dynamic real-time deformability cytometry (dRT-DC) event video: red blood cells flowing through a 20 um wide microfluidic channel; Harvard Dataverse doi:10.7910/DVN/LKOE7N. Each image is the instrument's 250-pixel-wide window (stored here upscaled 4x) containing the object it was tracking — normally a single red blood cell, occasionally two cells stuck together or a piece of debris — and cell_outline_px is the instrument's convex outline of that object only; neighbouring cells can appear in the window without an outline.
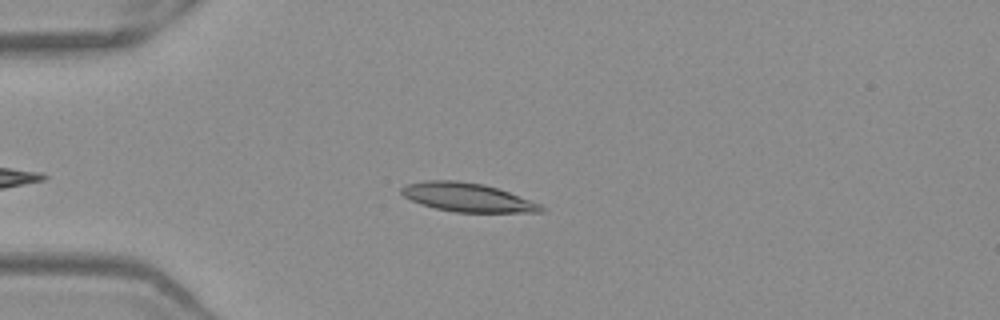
{"species": "Egyptian fruit bat (a non-hibernating species)", "species_latin": "Rousettus aegyptiacus", "temperature_condition": "warm", "stored_images_in_passage": 42, "camera_frame_rate_fps": 3000, "um_per_image_px": 0.085, "frame": {"image": 1, "passage_image": 8, "time_ms": 2.333, "image_size_px": [1000, 320], "cell_outline_px": [[544, 212], [456, 212], [436, 208], [420, 204], [404, 196], [400, 192], [400, 188], [404, 184], [424, 180], [456, 180], [484, 184], [508, 192], [540, 204], [544, 208]], "centroid_in_image_um": [39.67, 16.76], "position_along_channel_um": 45.3, "area_um2": 23.24}}
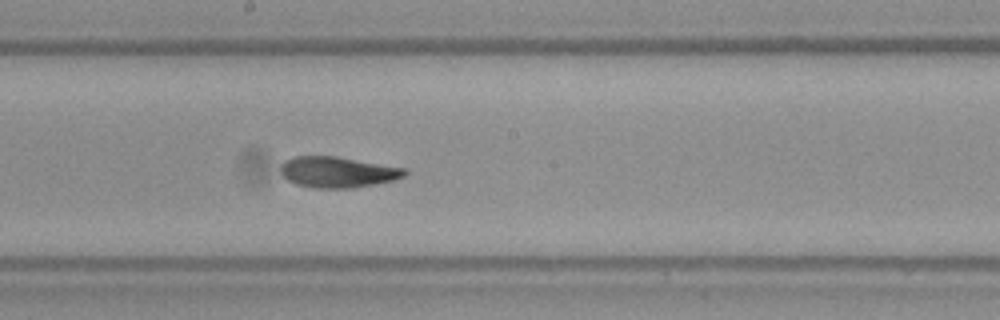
{"frame": {"image": 2, "passage_image": 23, "time_ms": 7.333, "image_size_px": [1000, 320], "cell_outline_px": [[408, 172], [404, 176], [392, 180], [352, 188], [312, 188], [296, 184], [288, 180], [280, 172], [280, 164], [284, 160], [296, 156], [336, 156], [408, 168]], "centroid_in_image_um": [28.68, 14.62], "position_along_channel_um": 219.5, "area_um2": 22.43}}
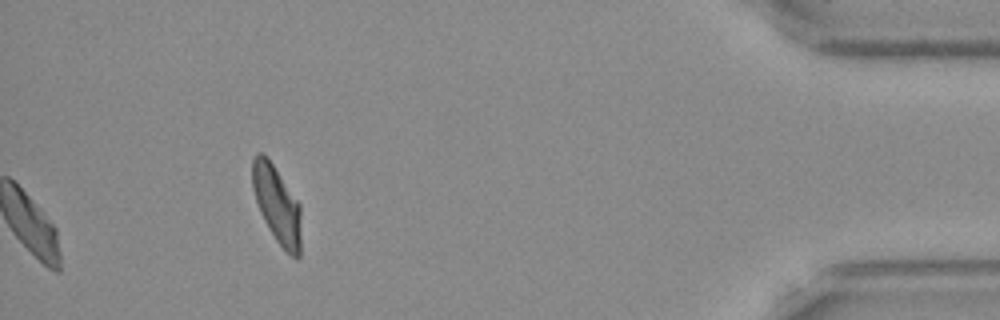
{"frame": {"image": 3, "passage_image": 42, "time_ms": 13.667, "image_size_px": [1000, 320], "cell_outline_px": [[300, 256], [296, 260], [276, 240], [264, 220], [260, 212], [252, 188], [252, 160], [256, 152], [260, 152], [272, 164], [300, 204]], "centroid_in_image_um": [23.53, 17.39], "position_along_channel_um": 411.7, "area_um2": 21.5}, "authors_computed_cell_mechanics": {"area_um2": 22.4553, "velocity_mm_per_s": 3.9361, "shape_relaxation_time_tau1_ms": null, "shape_relaxation_time_tau2_ms": 2.059, "deformation_change_tau1": null, "deformation_change_tau2": 0.078}}